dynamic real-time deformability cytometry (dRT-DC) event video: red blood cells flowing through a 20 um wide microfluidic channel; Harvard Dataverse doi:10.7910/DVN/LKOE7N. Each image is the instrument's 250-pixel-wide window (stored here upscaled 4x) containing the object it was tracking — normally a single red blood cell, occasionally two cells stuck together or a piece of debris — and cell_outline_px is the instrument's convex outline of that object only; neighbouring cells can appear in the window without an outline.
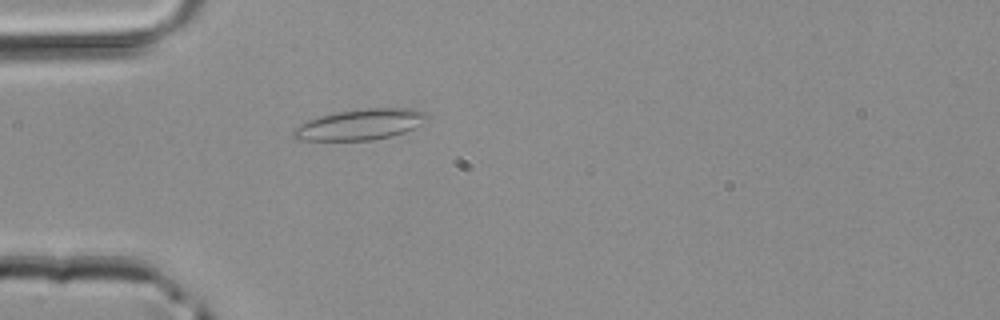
{"species": "common noctule bat (a hibernating species)", "species_latin": "Nyctalus noctula", "temperature_condition": "room temperature", "stored_images_in_passage": 1, "camera_frame_rate_fps": 3000, "um_per_image_px": 0.085, "animal": {"sex": "male", "body_mass_g": 20.4}, "frame": {"image": 1, "passage_image": 1, "time_ms": 0.0, "image_size_px": [1000, 320], "cell_outline_px": [[428, 120], [404, 132], [392, 136], [372, 140], [296, 140], [292, 136], [292, 128], [308, 120], [320, 116], [336, 112], [368, 108], [416, 108], [428, 112]], "centroid_in_image_um": [30.62, 10.57], "position_along_channel_um": 54.4, "area_um2": 24.1}}